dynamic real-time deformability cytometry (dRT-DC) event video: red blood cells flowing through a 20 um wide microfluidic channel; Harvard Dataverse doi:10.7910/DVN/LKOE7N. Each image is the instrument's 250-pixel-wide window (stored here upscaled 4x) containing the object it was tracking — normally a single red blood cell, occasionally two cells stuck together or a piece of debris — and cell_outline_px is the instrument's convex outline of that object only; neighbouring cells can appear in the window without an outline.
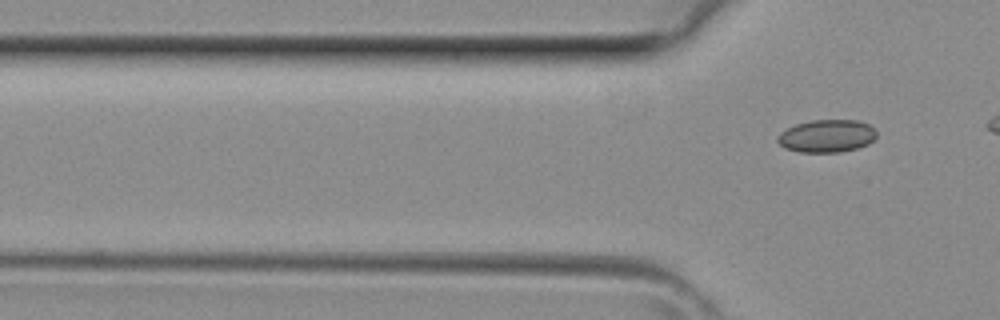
{"species": "common noctule bat (a hibernating species)", "species_latin": "Nyctalus noctula", "temperature_condition": "room temperature", "stored_images_in_passage": 3, "camera_frame_rate_fps": 3000, "um_per_image_px": 0.085, "animal": {"sex": "female", "body_mass_g": 29.2, "forearm_length_mm": 56.3}, "frame": {"image": 1, "passage_image": 3, "time_ms": 0.667, "image_size_px": [1000, 320], "cell_outline_px": [[876, 136], [868, 144], [856, 148], [840, 152], [796, 152], [784, 148], [776, 140], [776, 136], [780, 132], [796, 124], [812, 120], [856, 120], [868, 124], [876, 132]], "centroid_in_image_um": [70.23, 11.56], "position_along_channel_um": 55.6, "area_um2": 18.84}}